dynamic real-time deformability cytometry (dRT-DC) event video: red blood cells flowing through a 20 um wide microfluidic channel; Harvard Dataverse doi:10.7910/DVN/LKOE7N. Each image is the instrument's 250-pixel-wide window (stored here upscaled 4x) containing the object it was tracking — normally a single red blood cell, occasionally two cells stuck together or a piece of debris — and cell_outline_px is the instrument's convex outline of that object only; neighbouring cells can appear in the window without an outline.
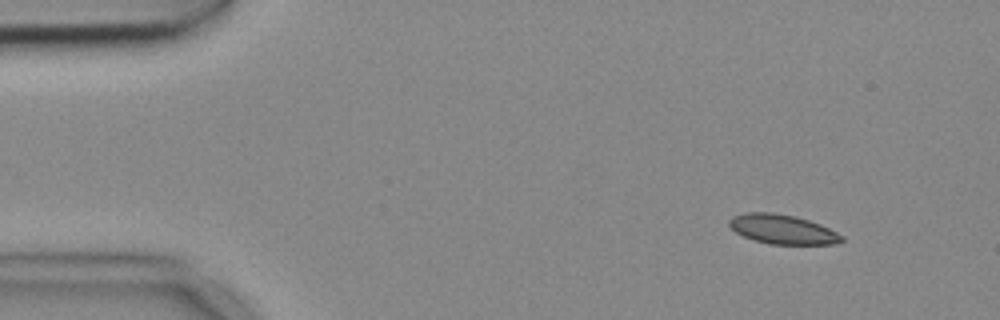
{"species": "common noctule bat (a hibernating species)", "species_latin": "Nyctalus noctula", "temperature_condition": "cold", "stored_images_in_passage": 4, "camera_frame_rate_fps": 3000, "um_per_image_px": 0.085, "animal": {"sex": "female", "body_mass_g": 18.4}, "frame": {"image": 1, "passage_image": 1, "time_ms": 0.0, "image_size_px": [1000, 320], "cell_outline_px": [[844, 240], [836, 244], [768, 244], [752, 240], [736, 232], [728, 224], [728, 220], [732, 216], [744, 212], [772, 212], [796, 216], [820, 224], [844, 236]], "centroid_in_image_um": [66.49, 19.48], "position_along_channel_um": 18.5, "area_um2": 19.42}}